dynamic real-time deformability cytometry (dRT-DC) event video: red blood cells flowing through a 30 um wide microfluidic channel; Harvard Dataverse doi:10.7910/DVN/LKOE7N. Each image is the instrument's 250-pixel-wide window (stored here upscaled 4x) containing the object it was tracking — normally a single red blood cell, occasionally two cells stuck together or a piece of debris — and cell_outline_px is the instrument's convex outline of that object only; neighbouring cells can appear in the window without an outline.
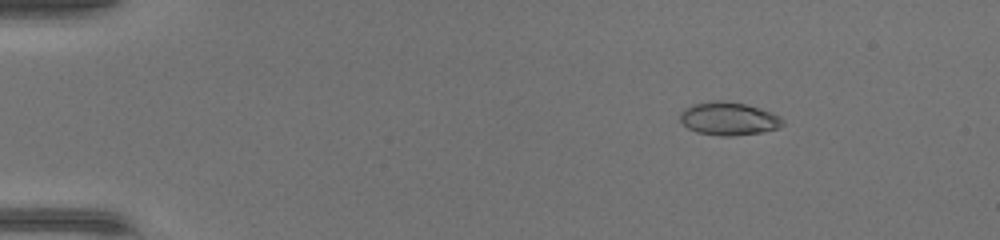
{"species": "common noctule bat (a hibernating species)", "species_latin": "Nyctalus noctula", "temperature_condition": "warm", "stored_images_in_passage": 48, "camera_frame_rate_fps": 3000, "um_per_image_px": 0.085, "animal": {"sex": "female", "body_mass_g": 17.0, "forearm_length_mm": 48.0}, "frame": {"image": 1, "passage_image": 8, "time_ms": 2.333, "image_size_px": [1000, 240], "cell_outline_px": [[784, 124], [776, 128], [760, 132], [732, 136], [720, 136], [696, 132], [688, 128], [680, 120], [680, 112], [684, 108], [692, 104], [716, 100], [720, 100], [744, 104], [760, 108], [772, 112], [780, 116], [784, 120]], "centroid_in_image_um": [61.92, 10.08], "position_along_channel_um": 23.1, "area_um2": 19.77}}
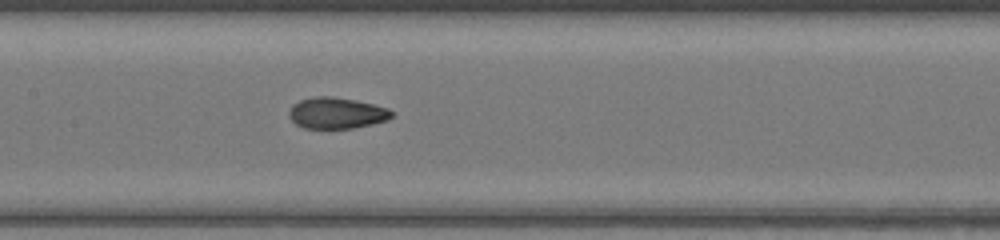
{"frame": {"image": 2, "passage_image": 25, "time_ms": 8.0, "image_size_px": [1000, 240], "cell_outline_px": [[396, 112], [388, 120], [372, 124], [352, 128], [304, 128], [296, 124], [288, 116], [288, 112], [292, 104], [300, 100], [316, 96], [332, 96], [356, 100], [388, 108]], "centroid_in_image_um": [28.61, 9.6], "position_along_channel_um": 178.8, "area_um2": 18.79}}
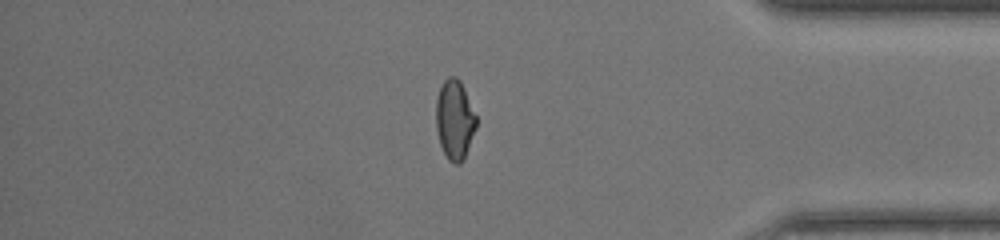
{"frame": {"image": 3, "passage_image": 41, "time_ms": 13.333, "image_size_px": [1000, 240], "cell_outline_px": [[476, 128], [464, 160], [460, 164], [456, 164], [448, 160], [440, 144], [436, 128], [436, 100], [440, 88], [444, 80], [448, 76], [456, 76], [460, 80], [476, 116]], "centroid_in_image_um": [38.64, 10.19], "position_along_channel_um": 396.6, "area_um2": 18.61}}